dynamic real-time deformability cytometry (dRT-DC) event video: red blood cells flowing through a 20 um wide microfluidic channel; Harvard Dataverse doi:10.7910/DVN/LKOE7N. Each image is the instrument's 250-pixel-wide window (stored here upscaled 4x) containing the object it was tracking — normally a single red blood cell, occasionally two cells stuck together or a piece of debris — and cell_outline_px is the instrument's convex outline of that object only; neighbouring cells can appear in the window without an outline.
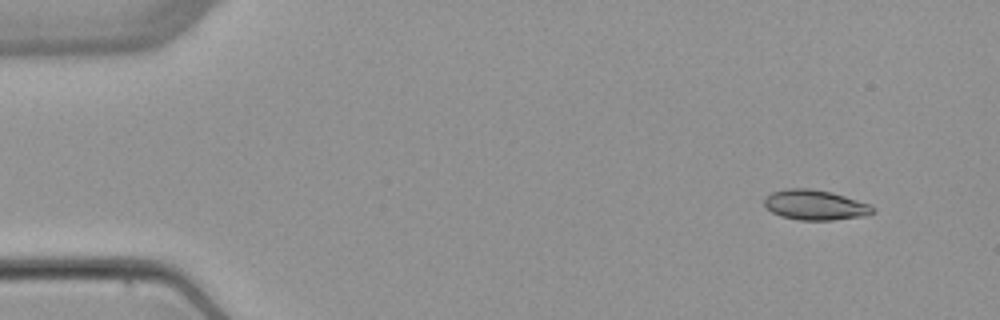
{"species": "common noctule bat (a hibernating species)", "species_latin": "Nyctalus noctula", "temperature_condition": "warm", "stored_images_in_passage": 6, "camera_frame_rate_fps": 3000, "um_per_image_px": 0.085, "animal": {"sex": "female", "body_mass_g": 22.7, "forearm_length_mm": 54.2}, "frame": {"image": 1, "passage_image": 1, "time_ms": 0.0, "image_size_px": [1000, 320], "cell_outline_px": [[876, 212], [864, 216], [832, 220], [800, 220], [780, 216], [772, 212], [764, 204], [764, 200], [772, 192], [788, 188], [808, 188], [832, 192], [868, 204]], "centroid_in_image_um": [69.27, 17.42], "position_along_channel_um": 15.7, "area_um2": 18.79}}
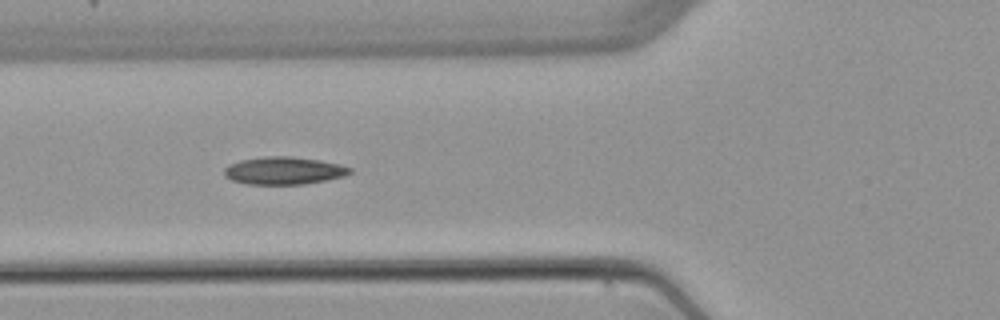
{"frame": {"image": 2, "passage_image": 5, "time_ms": 5.0, "image_size_px": [1000, 320], "cell_outline_px": [[352, 172], [344, 176], [304, 184], [248, 184], [232, 180], [224, 176], [224, 168], [228, 164], [240, 160], [264, 156], [292, 156], [320, 160], [340, 164], [352, 168]], "centroid_in_image_um": [24.11, 14.49], "position_along_channel_um": 101.7, "area_um2": 20.29}}
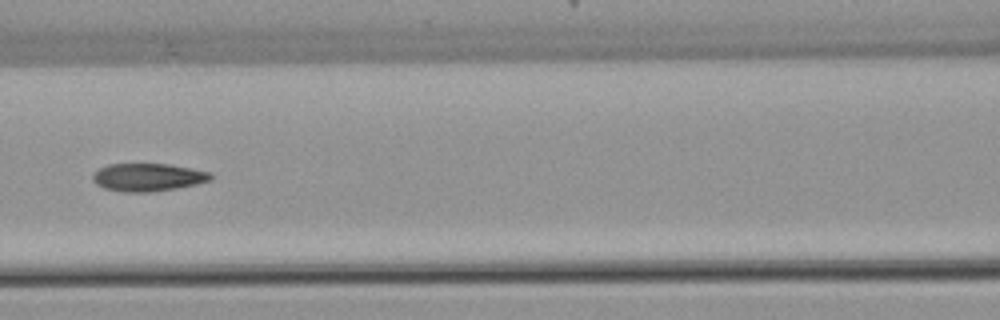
{"frame": {"image": 3, "passage_image": 6, "time_ms": 6.333, "image_size_px": [1000, 320], "cell_outline_px": [[212, 180], [196, 184], [176, 188], [152, 192], [124, 192], [104, 188], [96, 184], [92, 180], [92, 172], [108, 164], [168, 164], [192, 168], [212, 172]], "centroid_in_image_um": [12.57, 15.06], "position_along_channel_um": 154.0, "area_um2": 19.31}}